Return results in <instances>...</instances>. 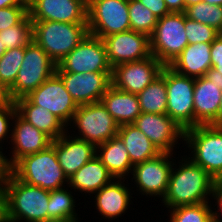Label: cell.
Returning <instances> with one entry per match:
<instances>
[{
  "mask_svg": "<svg viewBox=\"0 0 222 222\" xmlns=\"http://www.w3.org/2000/svg\"><path fill=\"white\" fill-rule=\"evenodd\" d=\"M181 162L178 169L172 167L168 188L162 199L169 209L208 202L207 195H213L218 184L203 168L193 163L190 157Z\"/></svg>",
  "mask_w": 222,
  "mask_h": 222,
  "instance_id": "1",
  "label": "cell"
},
{
  "mask_svg": "<svg viewBox=\"0 0 222 222\" xmlns=\"http://www.w3.org/2000/svg\"><path fill=\"white\" fill-rule=\"evenodd\" d=\"M49 191L20 181L12 172L4 187L3 222H48Z\"/></svg>",
  "mask_w": 222,
  "mask_h": 222,
  "instance_id": "2",
  "label": "cell"
},
{
  "mask_svg": "<svg viewBox=\"0 0 222 222\" xmlns=\"http://www.w3.org/2000/svg\"><path fill=\"white\" fill-rule=\"evenodd\" d=\"M11 172L20 181L48 191L63 188L64 181L69 182L59 165L53 144L38 153L21 158L11 168Z\"/></svg>",
  "mask_w": 222,
  "mask_h": 222,
  "instance_id": "3",
  "label": "cell"
},
{
  "mask_svg": "<svg viewBox=\"0 0 222 222\" xmlns=\"http://www.w3.org/2000/svg\"><path fill=\"white\" fill-rule=\"evenodd\" d=\"M32 27L33 40L56 65L89 34L87 23L32 21Z\"/></svg>",
  "mask_w": 222,
  "mask_h": 222,
  "instance_id": "4",
  "label": "cell"
},
{
  "mask_svg": "<svg viewBox=\"0 0 222 222\" xmlns=\"http://www.w3.org/2000/svg\"><path fill=\"white\" fill-rule=\"evenodd\" d=\"M183 141L193 149L191 161L222 183V127L198 125L186 129Z\"/></svg>",
  "mask_w": 222,
  "mask_h": 222,
  "instance_id": "5",
  "label": "cell"
},
{
  "mask_svg": "<svg viewBox=\"0 0 222 222\" xmlns=\"http://www.w3.org/2000/svg\"><path fill=\"white\" fill-rule=\"evenodd\" d=\"M57 65L44 49L32 40L24 47V58L14 84L8 89L12 101L28 96L56 73Z\"/></svg>",
  "mask_w": 222,
  "mask_h": 222,
  "instance_id": "6",
  "label": "cell"
},
{
  "mask_svg": "<svg viewBox=\"0 0 222 222\" xmlns=\"http://www.w3.org/2000/svg\"><path fill=\"white\" fill-rule=\"evenodd\" d=\"M150 40V52L164 66H169L189 44L185 33V13L170 12L159 18Z\"/></svg>",
  "mask_w": 222,
  "mask_h": 222,
  "instance_id": "7",
  "label": "cell"
},
{
  "mask_svg": "<svg viewBox=\"0 0 222 222\" xmlns=\"http://www.w3.org/2000/svg\"><path fill=\"white\" fill-rule=\"evenodd\" d=\"M89 34L103 38L131 30L128 0H91L87 4Z\"/></svg>",
  "mask_w": 222,
  "mask_h": 222,
  "instance_id": "8",
  "label": "cell"
},
{
  "mask_svg": "<svg viewBox=\"0 0 222 222\" xmlns=\"http://www.w3.org/2000/svg\"><path fill=\"white\" fill-rule=\"evenodd\" d=\"M167 115L182 129L194 127L195 78L177 73L165 66Z\"/></svg>",
  "mask_w": 222,
  "mask_h": 222,
  "instance_id": "9",
  "label": "cell"
},
{
  "mask_svg": "<svg viewBox=\"0 0 222 222\" xmlns=\"http://www.w3.org/2000/svg\"><path fill=\"white\" fill-rule=\"evenodd\" d=\"M72 121L80 132H78L80 136L75 138L85 140L95 146L116 136L120 127L101 101L79 105Z\"/></svg>",
  "mask_w": 222,
  "mask_h": 222,
  "instance_id": "10",
  "label": "cell"
},
{
  "mask_svg": "<svg viewBox=\"0 0 222 222\" xmlns=\"http://www.w3.org/2000/svg\"><path fill=\"white\" fill-rule=\"evenodd\" d=\"M56 72H112L103 40L88 34L57 64Z\"/></svg>",
  "mask_w": 222,
  "mask_h": 222,
  "instance_id": "11",
  "label": "cell"
},
{
  "mask_svg": "<svg viewBox=\"0 0 222 222\" xmlns=\"http://www.w3.org/2000/svg\"><path fill=\"white\" fill-rule=\"evenodd\" d=\"M26 97L34 105L50 111L66 126L78 109V105L66 90L62 79L56 73Z\"/></svg>",
  "mask_w": 222,
  "mask_h": 222,
  "instance_id": "12",
  "label": "cell"
},
{
  "mask_svg": "<svg viewBox=\"0 0 222 222\" xmlns=\"http://www.w3.org/2000/svg\"><path fill=\"white\" fill-rule=\"evenodd\" d=\"M163 64L153 55L112 68V85L121 91L139 94L161 73Z\"/></svg>",
  "mask_w": 222,
  "mask_h": 222,
  "instance_id": "13",
  "label": "cell"
},
{
  "mask_svg": "<svg viewBox=\"0 0 222 222\" xmlns=\"http://www.w3.org/2000/svg\"><path fill=\"white\" fill-rule=\"evenodd\" d=\"M76 104L85 105L101 101L112 85V72H56Z\"/></svg>",
  "mask_w": 222,
  "mask_h": 222,
  "instance_id": "14",
  "label": "cell"
},
{
  "mask_svg": "<svg viewBox=\"0 0 222 222\" xmlns=\"http://www.w3.org/2000/svg\"><path fill=\"white\" fill-rule=\"evenodd\" d=\"M102 40L112 68L151 56L149 37L143 33L128 30L103 37Z\"/></svg>",
  "mask_w": 222,
  "mask_h": 222,
  "instance_id": "15",
  "label": "cell"
},
{
  "mask_svg": "<svg viewBox=\"0 0 222 222\" xmlns=\"http://www.w3.org/2000/svg\"><path fill=\"white\" fill-rule=\"evenodd\" d=\"M171 153H161L157 157L135 164L133 178L142 194L164 198L174 162L169 161Z\"/></svg>",
  "mask_w": 222,
  "mask_h": 222,
  "instance_id": "16",
  "label": "cell"
},
{
  "mask_svg": "<svg viewBox=\"0 0 222 222\" xmlns=\"http://www.w3.org/2000/svg\"><path fill=\"white\" fill-rule=\"evenodd\" d=\"M31 21L87 23V3L83 0H28Z\"/></svg>",
  "mask_w": 222,
  "mask_h": 222,
  "instance_id": "17",
  "label": "cell"
},
{
  "mask_svg": "<svg viewBox=\"0 0 222 222\" xmlns=\"http://www.w3.org/2000/svg\"><path fill=\"white\" fill-rule=\"evenodd\" d=\"M133 124L161 153H172L177 140L184 139L185 130L167 114L141 112Z\"/></svg>",
  "mask_w": 222,
  "mask_h": 222,
  "instance_id": "18",
  "label": "cell"
},
{
  "mask_svg": "<svg viewBox=\"0 0 222 222\" xmlns=\"http://www.w3.org/2000/svg\"><path fill=\"white\" fill-rule=\"evenodd\" d=\"M14 129L12 128L11 142L13 143L12 157L8 163L12 168L21 158L38 153L49 147L53 139L43 131L32 126L24 120L17 112L13 118Z\"/></svg>",
  "mask_w": 222,
  "mask_h": 222,
  "instance_id": "19",
  "label": "cell"
},
{
  "mask_svg": "<svg viewBox=\"0 0 222 222\" xmlns=\"http://www.w3.org/2000/svg\"><path fill=\"white\" fill-rule=\"evenodd\" d=\"M52 144L55 146L59 165L68 179L96 156L95 145L85 140L67 136V132L53 140Z\"/></svg>",
  "mask_w": 222,
  "mask_h": 222,
  "instance_id": "20",
  "label": "cell"
},
{
  "mask_svg": "<svg viewBox=\"0 0 222 222\" xmlns=\"http://www.w3.org/2000/svg\"><path fill=\"white\" fill-rule=\"evenodd\" d=\"M222 90L218 84L204 76L195 78L194 84V127L198 125L217 126V116Z\"/></svg>",
  "mask_w": 222,
  "mask_h": 222,
  "instance_id": "21",
  "label": "cell"
},
{
  "mask_svg": "<svg viewBox=\"0 0 222 222\" xmlns=\"http://www.w3.org/2000/svg\"><path fill=\"white\" fill-rule=\"evenodd\" d=\"M169 67L188 77L204 76L212 67L211 43L188 44Z\"/></svg>",
  "mask_w": 222,
  "mask_h": 222,
  "instance_id": "22",
  "label": "cell"
},
{
  "mask_svg": "<svg viewBox=\"0 0 222 222\" xmlns=\"http://www.w3.org/2000/svg\"><path fill=\"white\" fill-rule=\"evenodd\" d=\"M15 102L17 113L32 126L49 135L53 140L66 133L67 126L50 111L34 105L27 97Z\"/></svg>",
  "mask_w": 222,
  "mask_h": 222,
  "instance_id": "23",
  "label": "cell"
},
{
  "mask_svg": "<svg viewBox=\"0 0 222 222\" xmlns=\"http://www.w3.org/2000/svg\"><path fill=\"white\" fill-rule=\"evenodd\" d=\"M101 103L119 126L134 123L141 114L137 95L118 90L113 85L102 96Z\"/></svg>",
  "mask_w": 222,
  "mask_h": 222,
  "instance_id": "24",
  "label": "cell"
},
{
  "mask_svg": "<svg viewBox=\"0 0 222 222\" xmlns=\"http://www.w3.org/2000/svg\"><path fill=\"white\" fill-rule=\"evenodd\" d=\"M114 178L113 182L102 187L96 193V208L99 213L108 219L121 216L130 205V191L124 183ZM123 183V184H122Z\"/></svg>",
  "mask_w": 222,
  "mask_h": 222,
  "instance_id": "25",
  "label": "cell"
},
{
  "mask_svg": "<svg viewBox=\"0 0 222 222\" xmlns=\"http://www.w3.org/2000/svg\"><path fill=\"white\" fill-rule=\"evenodd\" d=\"M98 152L101 153L98 154ZM96 157L117 180L122 179V177L124 179L129 171L131 173L134 166L122 139L118 135L96 146Z\"/></svg>",
  "mask_w": 222,
  "mask_h": 222,
  "instance_id": "26",
  "label": "cell"
},
{
  "mask_svg": "<svg viewBox=\"0 0 222 222\" xmlns=\"http://www.w3.org/2000/svg\"><path fill=\"white\" fill-rule=\"evenodd\" d=\"M114 177L107 168L95 156L91 161L84 164L69 178V185L80 192L95 193L109 184Z\"/></svg>",
  "mask_w": 222,
  "mask_h": 222,
  "instance_id": "27",
  "label": "cell"
},
{
  "mask_svg": "<svg viewBox=\"0 0 222 222\" xmlns=\"http://www.w3.org/2000/svg\"><path fill=\"white\" fill-rule=\"evenodd\" d=\"M117 135L122 139L133 165L153 159L161 154L133 123L121 125Z\"/></svg>",
  "mask_w": 222,
  "mask_h": 222,
  "instance_id": "28",
  "label": "cell"
},
{
  "mask_svg": "<svg viewBox=\"0 0 222 222\" xmlns=\"http://www.w3.org/2000/svg\"><path fill=\"white\" fill-rule=\"evenodd\" d=\"M140 110L143 113L167 114V87L165 66L160 75L143 91L137 94Z\"/></svg>",
  "mask_w": 222,
  "mask_h": 222,
  "instance_id": "29",
  "label": "cell"
},
{
  "mask_svg": "<svg viewBox=\"0 0 222 222\" xmlns=\"http://www.w3.org/2000/svg\"><path fill=\"white\" fill-rule=\"evenodd\" d=\"M74 207L75 201L68 189L49 191L48 222H78Z\"/></svg>",
  "mask_w": 222,
  "mask_h": 222,
  "instance_id": "30",
  "label": "cell"
},
{
  "mask_svg": "<svg viewBox=\"0 0 222 222\" xmlns=\"http://www.w3.org/2000/svg\"><path fill=\"white\" fill-rule=\"evenodd\" d=\"M128 12L131 30L150 37L158 18L139 0H128Z\"/></svg>",
  "mask_w": 222,
  "mask_h": 222,
  "instance_id": "31",
  "label": "cell"
},
{
  "mask_svg": "<svg viewBox=\"0 0 222 222\" xmlns=\"http://www.w3.org/2000/svg\"><path fill=\"white\" fill-rule=\"evenodd\" d=\"M0 38L6 50L26 47L33 40V27L29 15L16 26L0 31Z\"/></svg>",
  "mask_w": 222,
  "mask_h": 222,
  "instance_id": "32",
  "label": "cell"
},
{
  "mask_svg": "<svg viewBox=\"0 0 222 222\" xmlns=\"http://www.w3.org/2000/svg\"><path fill=\"white\" fill-rule=\"evenodd\" d=\"M185 16L219 31L222 27V6L200 2L186 7Z\"/></svg>",
  "mask_w": 222,
  "mask_h": 222,
  "instance_id": "33",
  "label": "cell"
},
{
  "mask_svg": "<svg viewBox=\"0 0 222 222\" xmlns=\"http://www.w3.org/2000/svg\"><path fill=\"white\" fill-rule=\"evenodd\" d=\"M208 202L172 208L170 222H214V212Z\"/></svg>",
  "mask_w": 222,
  "mask_h": 222,
  "instance_id": "34",
  "label": "cell"
},
{
  "mask_svg": "<svg viewBox=\"0 0 222 222\" xmlns=\"http://www.w3.org/2000/svg\"><path fill=\"white\" fill-rule=\"evenodd\" d=\"M24 58V47L5 51L0 58V81L9 89L15 82Z\"/></svg>",
  "mask_w": 222,
  "mask_h": 222,
  "instance_id": "35",
  "label": "cell"
},
{
  "mask_svg": "<svg viewBox=\"0 0 222 222\" xmlns=\"http://www.w3.org/2000/svg\"><path fill=\"white\" fill-rule=\"evenodd\" d=\"M185 33L189 44L212 43L218 37V31L209 25L190 20L185 16Z\"/></svg>",
  "mask_w": 222,
  "mask_h": 222,
  "instance_id": "36",
  "label": "cell"
},
{
  "mask_svg": "<svg viewBox=\"0 0 222 222\" xmlns=\"http://www.w3.org/2000/svg\"><path fill=\"white\" fill-rule=\"evenodd\" d=\"M28 15V6L0 8V31L19 24Z\"/></svg>",
  "mask_w": 222,
  "mask_h": 222,
  "instance_id": "37",
  "label": "cell"
},
{
  "mask_svg": "<svg viewBox=\"0 0 222 222\" xmlns=\"http://www.w3.org/2000/svg\"><path fill=\"white\" fill-rule=\"evenodd\" d=\"M17 112L15 102L11 101L7 104L0 105V143L3 141L10 131V119L13 120ZM3 139V140H2ZM1 147V146H0Z\"/></svg>",
  "mask_w": 222,
  "mask_h": 222,
  "instance_id": "38",
  "label": "cell"
},
{
  "mask_svg": "<svg viewBox=\"0 0 222 222\" xmlns=\"http://www.w3.org/2000/svg\"><path fill=\"white\" fill-rule=\"evenodd\" d=\"M211 63L212 68L222 74V39L219 36L211 43Z\"/></svg>",
  "mask_w": 222,
  "mask_h": 222,
  "instance_id": "39",
  "label": "cell"
},
{
  "mask_svg": "<svg viewBox=\"0 0 222 222\" xmlns=\"http://www.w3.org/2000/svg\"><path fill=\"white\" fill-rule=\"evenodd\" d=\"M159 19L167 15L169 12L164 0H139Z\"/></svg>",
  "mask_w": 222,
  "mask_h": 222,
  "instance_id": "40",
  "label": "cell"
},
{
  "mask_svg": "<svg viewBox=\"0 0 222 222\" xmlns=\"http://www.w3.org/2000/svg\"><path fill=\"white\" fill-rule=\"evenodd\" d=\"M2 147L0 148V150ZM11 174V167L8 163V158H6L2 151H0V186H5L8 178Z\"/></svg>",
  "mask_w": 222,
  "mask_h": 222,
  "instance_id": "41",
  "label": "cell"
},
{
  "mask_svg": "<svg viewBox=\"0 0 222 222\" xmlns=\"http://www.w3.org/2000/svg\"><path fill=\"white\" fill-rule=\"evenodd\" d=\"M212 197L214 199H216V201H217L216 204H218L217 206L219 207L218 209L221 211V213H218L217 211H215L213 213L214 214V222H222L220 219L221 214H222V183L217 184Z\"/></svg>",
  "mask_w": 222,
  "mask_h": 222,
  "instance_id": "42",
  "label": "cell"
},
{
  "mask_svg": "<svg viewBox=\"0 0 222 222\" xmlns=\"http://www.w3.org/2000/svg\"><path fill=\"white\" fill-rule=\"evenodd\" d=\"M169 12L182 13L185 12L184 0H164Z\"/></svg>",
  "mask_w": 222,
  "mask_h": 222,
  "instance_id": "43",
  "label": "cell"
},
{
  "mask_svg": "<svg viewBox=\"0 0 222 222\" xmlns=\"http://www.w3.org/2000/svg\"><path fill=\"white\" fill-rule=\"evenodd\" d=\"M210 82L218 84V87L222 90V74L216 69L210 68L204 75Z\"/></svg>",
  "mask_w": 222,
  "mask_h": 222,
  "instance_id": "44",
  "label": "cell"
},
{
  "mask_svg": "<svg viewBox=\"0 0 222 222\" xmlns=\"http://www.w3.org/2000/svg\"><path fill=\"white\" fill-rule=\"evenodd\" d=\"M12 6H28V0H0V8Z\"/></svg>",
  "mask_w": 222,
  "mask_h": 222,
  "instance_id": "45",
  "label": "cell"
},
{
  "mask_svg": "<svg viewBox=\"0 0 222 222\" xmlns=\"http://www.w3.org/2000/svg\"><path fill=\"white\" fill-rule=\"evenodd\" d=\"M11 101H12V99L10 97L9 90L0 81V105L7 104Z\"/></svg>",
  "mask_w": 222,
  "mask_h": 222,
  "instance_id": "46",
  "label": "cell"
},
{
  "mask_svg": "<svg viewBox=\"0 0 222 222\" xmlns=\"http://www.w3.org/2000/svg\"><path fill=\"white\" fill-rule=\"evenodd\" d=\"M4 187L0 186V222H3L5 217Z\"/></svg>",
  "mask_w": 222,
  "mask_h": 222,
  "instance_id": "47",
  "label": "cell"
},
{
  "mask_svg": "<svg viewBox=\"0 0 222 222\" xmlns=\"http://www.w3.org/2000/svg\"><path fill=\"white\" fill-rule=\"evenodd\" d=\"M217 126L222 127V96H221V103L219 107V113L217 116Z\"/></svg>",
  "mask_w": 222,
  "mask_h": 222,
  "instance_id": "48",
  "label": "cell"
},
{
  "mask_svg": "<svg viewBox=\"0 0 222 222\" xmlns=\"http://www.w3.org/2000/svg\"><path fill=\"white\" fill-rule=\"evenodd\" d=\"M200 2H203V0H184L185 9H186V7L195 5V4L200 3Z\"/></svg>",
  "mask_w": 222,
  "mask_h": 222,
  "instance_id": "49",
  "label": "cell"
},
{
  "mask_svg": "<svg viewBox=\"0 0 222 222\" xmlns=\"http://www.w3.org/2000/svg\"><path fill=\"white\" fill-rule=\"evenodd\" d=\"M203 2L212 4V5L222 6V0H203Z\"/></svg>",
  "mask_w": 222,
  "mask_h": 222,
  "instance_id": "50",
  "label": "cell"
},
{
  "mask_svg": "<svg viewBox=\"0 0 222 222\" xmlns=\"http://www.w3.org/2000/svg\"><path fill=\"white\" fill-rule=\"evenodd\" d=\"M6 51V47L5 45L1 42V38H0V58L3 56V54Z\"/></svg>",
  "mask_w": 222,
  "mask_h": 222,
  "instance_id": "51",
  "label": "cell"
},
{
  "mask_svg": "<svg viewBox=\"0 0 222 222\" xmlns=\"http://www.w3.org/2000/svg\"><path fill=\"white\" fill-rule=\"evenodd\" d=\"M218 36L222 39V27H221L220 30L218 31Z\"/></svg>",
  "mask_w": 222,
  "mask_h": 222,
  "instance_id": "52",
  "label": "cell"
},
{
  "mask_svg": "<svg viewBox=\"0 0 222 222\" xmlns=\"http://www.w3.org/2000/svg\"><path fill=\"white\" fill-rule=\"evenodd\" d=\"M84 2H86L87 4L91 1V0H83Z\"/></svg>",
  "mask_w": 222,
  "mask_h": 222,
  "instance_id": "53",
  "label": "cell"
}]
</instances>
